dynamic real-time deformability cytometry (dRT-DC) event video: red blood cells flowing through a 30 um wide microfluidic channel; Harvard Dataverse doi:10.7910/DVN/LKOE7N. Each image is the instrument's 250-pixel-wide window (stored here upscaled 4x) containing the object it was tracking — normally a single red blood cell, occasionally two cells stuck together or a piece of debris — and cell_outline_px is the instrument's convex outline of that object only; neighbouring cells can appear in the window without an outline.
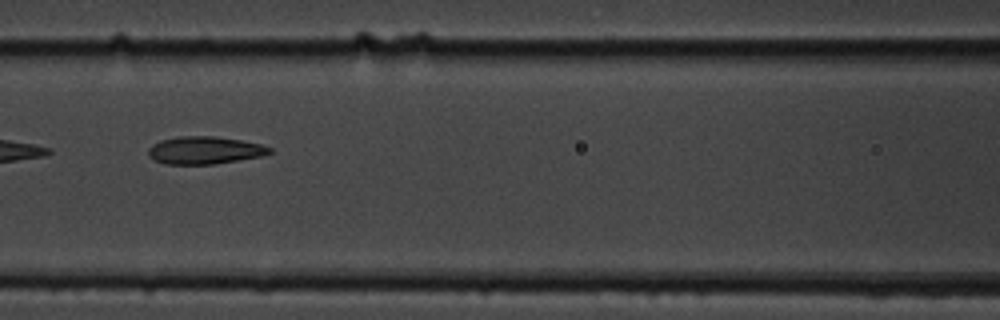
{"species": "common noctule bat (a hibernating species)", "species_latin": "Nyctalus noctula", "temperature_condition": "cold", "stored_images_in_passage": 8, "camera_frame_rate_fps": 3000, "um_per_image_px": 0.085, "animal": {"sex": "male", "body_mass_g": 19.5, "forearm_length_mm": 54.6}, "frame": {"image": 1, "passage_image": 6, "time_ms": 5.667, "image_size_px": [1000, 320], "cell_outline_px": [[272, 152], [260, 156], [216, 164], [164, 164], [148, 156], [148, 148], [152, 144], [160, 140], [176, 136], [216, 136], [240, 140], [260, 144], [272, 148]], "centroid_in_image_um": [17.36, 12.77], "position_along_channel_um": 149.2, "area_um2": 19.54}}
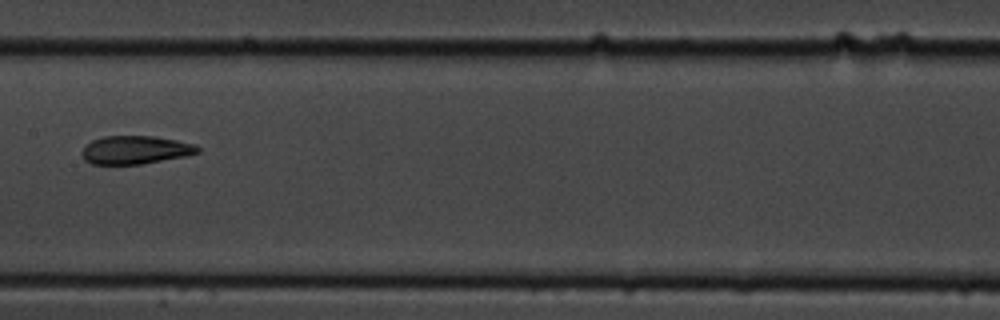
{"frame": {"image": 2, "passage_image": 7, "time_ms": 7.0, "image_size_px": [1000, 320], "cell_outline_px": [[200, 152], [184, 156], [140, 164], [92, 164], [84, 160], [80, 152], [92, 140], [104, 136], [156, 136], [196, 144], [200, 148]], "centroid_in_image_um": [11.5, 12.74], "position_along_channel_um": 195.9, "area_um2": 19.02}}
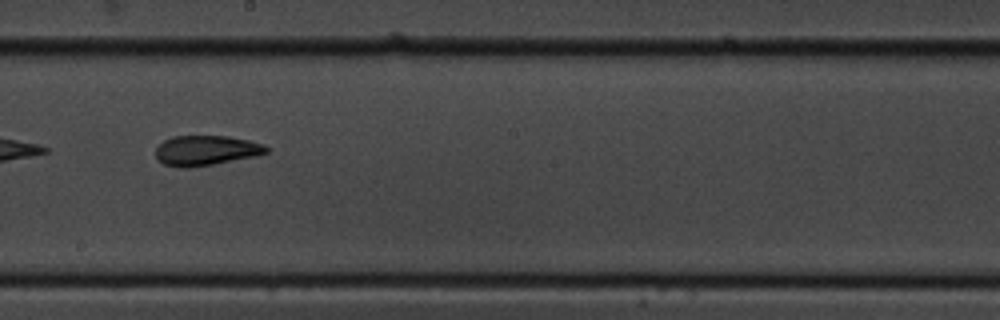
{"frame": {"image": 3, "passage_image": 8, "time_ms": 8.0, "image_size_px": [1000, 320], "cell_outline_px": [[268, 152], [256, 156], [212, 164], [188, 168], [180, 168], [164, 164], [156, 160], [156, 148], [164, 140], [172, 136], [228, 136], [248, 140], [264, 144], [268, 148]], "centroid_in_image_um": [17.49, 12.79], "position_along_channel_um": 230.7, "area_um2": 19.36}}